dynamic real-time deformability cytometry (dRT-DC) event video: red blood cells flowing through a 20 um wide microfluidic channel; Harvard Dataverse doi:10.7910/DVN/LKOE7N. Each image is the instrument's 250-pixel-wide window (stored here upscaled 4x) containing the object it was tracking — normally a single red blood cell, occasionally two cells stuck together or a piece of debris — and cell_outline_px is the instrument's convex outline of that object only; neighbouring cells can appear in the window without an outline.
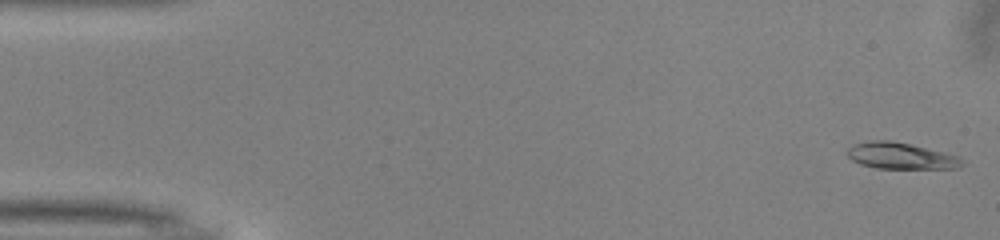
{"species": "common noctule bat (a hibernating species)", "species_latin": "Nyctalus noctula", "temperature_condition": "warm", "stored_images_in_passage": 50, "camera_frame_rate_fps": 3000, "um_per_image_px": 0.085, "animal": {"sex": "male", "body_mass_g": 13.0, "forearm_length_mm": 53.1}, "frame": {"image": 1, "passage_image": 1, "time_ms": 0.0, "image_size_px": [1000, 240], "cell_outline_px": [[964, 164], [960, 168], [876, 168], [860, 164], [852, 160], [848, 156], [848, 148], [852, 144], [868, 140], [888, 140], [908, 144], [960, 156], [964, 160]], "centroid_in_image_um": [76.57, 13.25], "position_along_channel_um": 8.4, "area_um2": 17.57}}
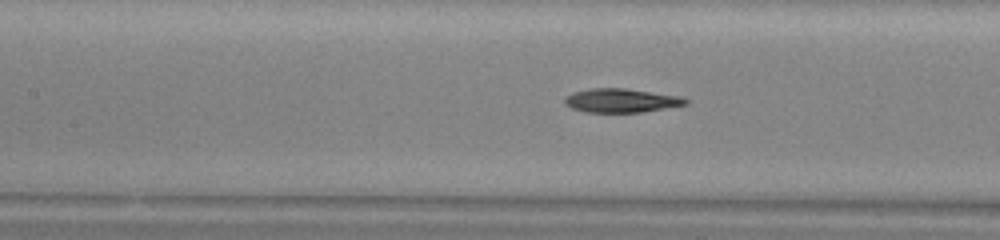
{"frame": {"image": 2, "passage_image": 22, "time_ms": 7.0, "image_size_px": [1000, 240], "cell_outline_px": [[688, 104], [640, 112], [584, 112], [572, 108], [564, 104], [564, 100], [572, 92], [592, 88], [624, 88], [680, 96], [688, 100]], "centroid_in_image_um": [52.78, 8.54], "position_along_channel_um": 154.6, "area_um2": 16.65}}
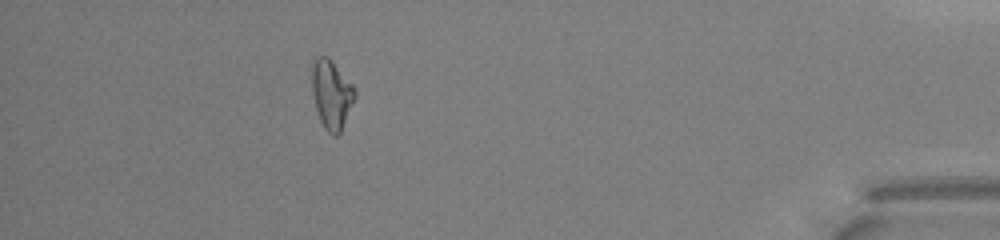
{"frame": {"image": 3, "passage_image": 45, "time_ms": 14.667, "image_size_px": [1000, 240], "cell_outline_px": [[356, 96], [340, 132], [336, 136], [332, 136], [324, 128], [320, 120], [316, 108], [312, 92], [312, 64], [316, 56], [328, 56], [352, 84], [356, 92]], "centroid_in_image_um": [28.17, 8.01], "position_along_channel_um": 407.0, "area_um2": 17.11}, "authors_computed_cell_mechanics": {"area_um2": 17.0799, "velocity_mm_per_s": 4.0442, "shape_relaxation_time_tau1_ms": 6.1925, "shape_relaxation_time_tau2_ms": 8.1042, "deformation_change_tau1": 0.2148, "deformation_change_tau2": 0.1995}}